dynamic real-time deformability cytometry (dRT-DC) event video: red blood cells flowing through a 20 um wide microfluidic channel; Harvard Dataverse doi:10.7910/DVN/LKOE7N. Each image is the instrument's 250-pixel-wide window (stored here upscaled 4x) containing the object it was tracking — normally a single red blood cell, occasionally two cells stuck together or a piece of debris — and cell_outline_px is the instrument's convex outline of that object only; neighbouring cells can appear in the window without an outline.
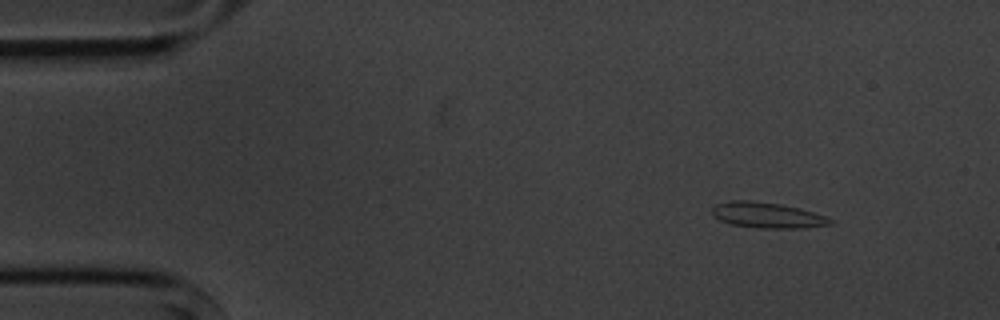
{"species": "common noctule bat (a hibernating species)", "species_latin": "Nyctalus noctula", "temperature_condition": "cold", "stored_images_in_passage": 7, "camera_frame_rate_fps": 3000, "um_per_image_px": 0.085, "animal": {"sex": "male", "body_mass_g": 20.1, "forearm_length_mm": 53.5}, "frame": {"image": 1, "passage_image": 1, "time_ms": 0.0, "image_size_px": [1000, 320], "cell_outline_px": [[836, 224], [804, 228], [756, 228], [732, 224], [720, 220], [712, 216], [712, 208], [716, 204], [728, 200], [752, 200], [780, 204], [800, 208], [836, 220]], "centroid_in_image_um": [65.24, 18.29], "position_along_channel_um": 19.8, "area_um2": 17.92}}
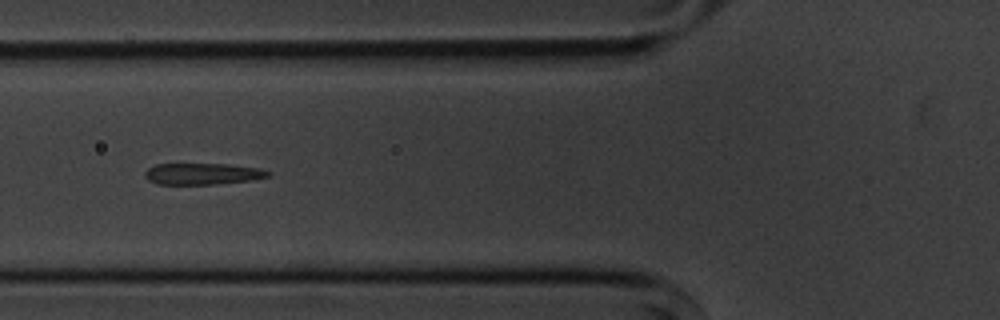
{"frame": {"image": 2, "passage_image": 5, "time_ms": 4.667, "image_size_px": [1000, 320], "cell_outline_px": [[272, 172], [268, 176], [252, 180], [216, 184], [156, 184], [148, 180], [144, 176], [144, 172], [148, 168], [156, 164], [228, 164], [260, 168]], "centroid_in_image_um": [17.21, 14.77], "position_along_channel_um": 108.6, "area_um2": 15.43}}
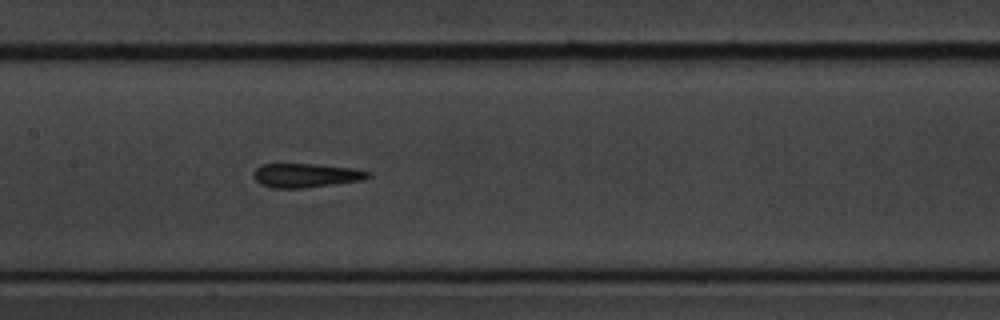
{"frame": {"image": 3, "passage_image": 7, "time_ms": 6.667, "image_size_px": [1000, 320], "cell_outline_px": [[372, 176], [364, 180], [304, 188], [272, 188], [260, 184], [252, 176], [252, 172], [260, 164], [316, 164], [352, 168], [368, 172]], "centroid_in_image_um": [25.96, 14.91], "position_along_channel_um": 181.4, "area_um2": 16.13}}